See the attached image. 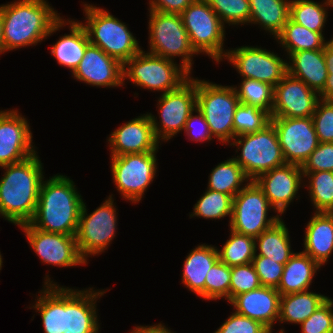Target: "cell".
<instances>
[{
  "label": "cell",
  "mask_w": 333,
  "mask_h": 333,
  "mask_svg": "<svg viewBox=\"0 0 333 333\" xmlns=\"http://www.w3.org/2000/svg\"><path fill=\"white\" fill-rule=\"evenodd\" d=\"M50 5L47 0H14L0 5L5 53L35 46L66 26V19Z\"/></svg>",
  "instance_id": "cell-1"
},
{
  "label": "cell",
  "mask_w": 333,
  "mask_h": 333,
  "mask_svg": "<svg viewBox=\"0 0 333 333\" xmlns=\"http://www.w3.org/2000/svg\"><path fill=\"white\" fill-rule=\"evenodd\" d=\"M0 168L5 171L0 179V217L18 227L29 223L35 214L40 187L45 179L38 153Z\"/></svg>",
  "instance_id": "cell-2"
},
{
  "label": "cell",
  "mask_w": 333,
  "mask_h": 333,
  "mask_svg": "<svg viewBox=\"0 0 333 333\" xmlns=\"http://www.w3.org/2000/svg\"><path fill=\"white\" fill-rule=\"evenodd\" d=\"M74 183L59 173L43 179L29 224L45 232L75 236L84 201Z\"/></svg>",
  "instance_id": "cell-3"
},
{
  "label": "cell",
  "mask_w": 333,
  "mask_h": 333,
  "mask_svg": "<svg viewBox=\"0 0 333 333\" xmlns=\"http://www.w3.org/2000/svg\"><path fill=\"white\" fill-rule=\"evenodd\" d=\"M82 6L85 23L81 21V24L91 44L98 46L122 64L142 50L139 41L128 29V24L94 4L83 2Z\"/></svg>",
  "instance_id": "cell-4"
},
{
  "label": "cell",
  "mask_w": 333,
  "mask_h": 333,
  "mask_svg": "<svg viewBox=\"0 0 333 333\" xmlns=\"http://www.w3.org/2000/svg\"><path fill=\"white\" fill-rule=\"evenodd\" d=\"M191 74L177 62L141 50L123 64V84H132L149 91L170 92L185 83Z\"/></svg>",
  "instance_id": "cell-5"
},
{
  "label": "cell",
  "mask_w": 333,
  "mask_h": 333,
  "mask_svg": "<svg viewBox=\"0 0 333 333\" xmlns=\"http://www.w3.org/2000/svg\"><path fill=\"white\" fill-rule=\"evenodd\" d=\"M238 104L233 85L196 78V109L205 118L212 137L223 145H229L234 139L233 117Z\"/></svg>",
  "instance_id": "cell-6"
},
{
  "label": "cell",
  "mask_w": 333,
  "mask_h": 333,
  "mask_svg": "<svg viewBox=\"0 0 333 333\" xmlns=\"http://www.w3.org/2000/svg\"><path fill=\"white\" fill-rule=\"evenodd\" d=\"M148 22L149 53L175 61L181 57L180 64L191 75L193 57L198 54L192 48L189 35L184 27L181 14L163 13L150 10Z\"/></svg>",
  "instance_id": "cell-7"
},
{
  "label": "cell",
  "mask_w": 333,
  "mask_h": 333,
  "mask_svg": "<svg viewBox=\"0 0 333 333\" xmlns=\"http://www.w3.org/2000/svg\"><path fill=\"white\" fill-rule=\"evenodd\" d=\"M230 146H236L233 158L244 170L251 181L261 174L286 164L281 145L273 124L270 122L263 129L235 137Z\"/></svg>",
  "instance_id": "cell-8"
},
{
  "label": "cell",
  "mask_w": 333,
  "mask_h": 333,
  "mask_svg": "<svg viewBox=\"0 0 333 333\" xmlns=\"http://www.w3.org/2000/svg\"><path fill=\"white\" fill-rule=\"evenodd\" d=\"M181 17L195 52L207 55L218 64L223 62L228 50H224L226 27L207 1L194 0Z\"/></svg>",
  "instance_id": "cell-9"
},
{
  "label": "cell",
  "mask_w": 333,
  "mask_h": 333,
  "mask_svg": "<svg viewBox=\"0 0 333 333\" xmlns=\"http://www.w3.org/2000/svg\"><path fill=\"white\" fill-rule=\"evenodd\" d=\"M87 211L83 203L75 238L81 256L88 263V257L105 252L116 237L118 212L113 194L93 212Z\"/></svg>",
  "instance_id": "cell-10"
},
{
  "label": "cell",
  "mask_w": 333,
  "mask_h": 333,
  "mask_svg": "<svg viewBox=\"0 0 333 333\" xmlns=\"http://www.w3.org/2000/svg\"><path fill=\"white\" fill-rule=\"evenodd\" d=\"M159 151L110 156L112 180L125 201L139 203L158 171Z\"/></svg>",
  "instance_id": "cell-11"
},
{
  "label": "cell",
  "mask_w": 333,
  "mask_h": 333,
  "mask_svg": "<svg viewBox=\"0 0 333 333\" xmlns=\"http://www.w3.org/2000/svg\"><path fill=\"white\" fill-rule=\"evenodd\" d=\"M272 209L263 190L255 181H250L233 197L229 228L256 238L282 218L278 214L268 216Z\"/></svg>",
  "instance_id": "cell-12"
},
{
  "label": "cell",
  "mask_w": 333,
  "mask_h": 333,
  "mask_svg": "<svg viewBox=\"0 0 333 333\" xmlns=\"http://www.w3.org/2000/svg\"><path fill=\"white\" fill-rule=\"evenodd\" d=\"M157 105L159 122L152 113L149 116L157 139L168 142L184 130L196 109V78L191 76L178 89L161 94Z\"/></svg>",
  "instance_id": "cell-13"
},
{
  "label": "cell",
  "mask_w": 333,
  "mask_h": 333,
  "mask_svg": "<svg viewBox=\"0 0 333 333\" xmlns=\"http://www.w3.org/2000/svg\"><path fill=\"white\" fill-rule=\"evenodd\" d=\"M241 76L275 87L288 73L287 59L261 46H241L227 50L224 57Z\"/></svg>",
  "instance_id": "cell-14"
},
{
  "label": "cell",
  "mask_w": 333,
  "mask_h": 333,
  "mask_svg": "<svg viewBox=\"0 0 333 333\" xmlns=\"http://www.w3.org/2000/svg\"><path fill=\"white\" fill-rule=\"evenodd\" d=\"M19 228L43 264L60 268L88 264L79 252L75 236L45 232L29 223Z\"/></svg>",
  "instance_id": "cell-15"
},
{
  "label": "cell",
  "mask_w": 333,
  "mask_h": 333,
  "mask_svg": "<svg viewBox=\"0 0 333 333\" xmlns=\"http://www.w3.org/2000/svg\"><path fill=\"white\" fill-rule=\"evenodd\" d=\"M286 164L302 166L319 144L311 117H271Z\"/></svg>",
  "instance_id": "cell-16"
},
{
  "label": "cell",
  "mask_w": 333,
  "mask_h": 333,
  "mask_svg": "<svg viewBox=\"0 0 333 333\" xmlns=\"http://www.w3.org/2000/svg\"><path fill=\"white\" fill-rule=\"evenodd\" d=\"M63 286L62 333H99L97 301L107 290Z\"/></svg>",
  "instance_id": "cell-17"
},
{
  "label": "cell",
  "mask_w": 333,
  "mask_h": 333,
  "mask_svg": "<svg viewBox=\"0 0 333 333\" xmlns=\"http://www.w3.org/2000/svg\"><path fill=\"white\" fill-rule=\"evenodd\" d=\"M28 121L18 109L0 110V167L22 162L37 153Z\"/></svg>",
  "instance_id": "cell-18"
},
{
  "label": "cell",
  "mask_w": 333,
  "mask_h": 333,
  "mask_svg": "<svg viewBox=\"0 0 333 333\" xmlns=\"http://www.w3.org/2000/svg\"><path fill=\"white\" fill-rule=\"evenodd\" d=\"M254 181L263 190L273 212L280 217H283L282 214L294 199H299L300 196L297 194L300 187L305 188L302 168L293 164L274 168L261 174Z\"/></svg>",
  "instance_id": "cell-19"
},
{
  "label": "cell",
  "mask_w": 333,
  "mask_h": 333,
  "mask_svg": "<svg viewBox=\"0 0 333 333\" xmlns=\"http://www.w3.org/2000/svg\"><path fill=\"white\" fill-rule=\"evenodd\" d=\"M319 94L300 79L287 73L274 87L271 117H311Z\"/></svg>",
  "instance_id": "cell-20"
},
{
  "label": "cell",
  "mask_w": 333,
  "mask_h": 333,
  "mask_svg": "<svg viewBox=\"0 0 333 333\" xmlns=\"http://www.w3.org/2000/svg\"><path fill=\"white\" fill-rule=\"evenodd\" d=\"M72 77L91 87L115 88L123 84V64L101 48L89 44Z\"/></svg>",
  "instance_id": "cell-21"
},
{
  "label": "cell",
  "mask_w": 333,
  "mask_h": 333,
  "mask_svg": "<svg viewBox=\"0 0 333 333\" xmlns=\"http://www.w3.org/2000/svg\"><path fill=\"white\" fill-rule=\"evenodd\" d=\"M141 114L116 128L109 135L110 156L158 151L157 139L149 113Z\"/></svg>",
  "instance_id": "cell-22"
},
{
  "label": "cell",
  "mask_w": 333,
  "mask_h": 333,
  "mask_svg": "<svg viewBox=\"0 0 333 333\" xmlns=\"http://www.w3.org/2000/svg\"><path fill=\"white\" fill-rule=\"evenodd\" d=\"M280 298L275 288L261 286L235 296L229 304L238 314L261 322L273 333V325L279 319Z\"/></svg>",
  "instance_id": "cell-23"
},
{
  "label": "cell",
  "mask_w": 333,
  "mask_h": 333,
  "mask_svg": "<svg viewBox=\"0 0 333 333\" xmlns=\"http://www.w3.org/2000/svg\"><path fill=\"white\" fill-rule=\"evenodd\" d=\"M304 231L303 252L321 267L333 253V218L328 212H314Z\"/></svg>",
  "instance_id": "cell-24"
},
{
  "label": "cell",
  "mask_w": 333,
  "mask_h": 333,
  "mask_svg": "<svg viewBox=\"0 0 333 333\" xmlns=\"http://www.w3.org/2000/svg\"><path fill=\"white\" fill-rule=\"evenodd\" d=\"M218 259L217 246L198 244L184 260L181 282L190 292L205 300V277Z\"/></svg>",
  "instance_id": "cell-25"
},
{
  "label": "cell",
  "mask_w": 333,
  "mask_h": 333,
  "mask_svg": "<svg viewBox=\"0 0 333 333\" xmlns=\"http://www.w3.org/2000/svg\"><path fill=\"white\" fill-rule=\"evenodd\" d=\"M288 73L303 81L318 94L327 80V68L324 49L304 50L291 53L286 57Z\"/></svg>",
  "instance_id": "cell-26"
},
{
  "label": "cell",
  "mask_w": 333,
  "mask_h": 333,
  "mask_svg": "<svg viewBox=\"0 0 333 333\" xmlns=\"http://www.w3.org/2000/svg\"><path fill=\"white\" fill-rule=\"evenodd\" d=\"M45 276L43 287L29 309L41 316L44 333H62L63 286L53 282L49 275Z\"/></svg>",
  "instance_id": "cell-27"
},
{
  "label": "cell",
  "mask_w": 333,
  "mask_h": 333,
  "mask_svg": "<svg viewBox=\"0 0 333 333\" xmlns=\"http://www.w3.org/2000/svg\"><path fill=\"white\" fill-rule=\"evenodd\" d=\"M66 25L69 27L70 33L60 36L59 40L51 46L50 54L57 64L70 69V72L73 73L90 42L81 22L70 18L66 19Z\"/></svg>",
  "instance_id": "cell-28"
},
{
  "label": "cell",
  "mask_w": 333,
  "mask_h": 333,
  "mask_svg": "<svg viewBox=\"0 0 333 333\" xmlns=\"http://www.w3.org/2000/svg\"><path fill=\"white\" fill-rule=\"evenodd\" d=\"M321 266L303 251L295 252L286 262L276 289L280 295L309 290Z\"/></svg>",
  "instance_id": "cell-29"
},
{
  "label": "cell",
  "mask_w": 333,
  "mask_h": 333,
  "mask_svg": "<svg viewBox=\"0 0 333 333\" xmlns=\"http://www.w3.org/2000/svg\"><path fill=\"white\" fill-rule=\"evenodd\" d=\"M291 0H249L250 24L276 37L288 22Z\"/></svg>",
  "instance_id": "cell-30"
},
{
  "label": "cell",
  "mask_w": 333,
  "mask_h": 333,
  "mask_svg": "<svg viewBox=\"0 0 333 333\" xmlns=\"http://www.w3.org/2000/svg\"><path fill=\"white\" fill-rule=\"evenodd\" d=\"M329 297L321 293L306 290L297 293L281 295L279 323L301 324L309 318L316 309Z\"/></svg>",
  "instance_id": "cell-31"
},
{
  "label": "cell",
  "mask_w": 333,
  "mask_h": 333,
  "mask_svg": "<svg viewBox=\"0 0 333 333\" xmlns=\"http://www.w3.org/2000/svg\"><path fill=\"white\" fill-rule=\"evenodd\" d=\"M289 232L281 218L271 228L255 238V255L269 257L273 261L285 265L295 253L291 249Z\"/></svg>",
  "instance_id": "cell-32"
},
{
  "label": "cell",
  "mask_w": 333,
  "mask_h": 333,
  "mask_svg": "<svg viewBox=\"0 0 333 333\" xmlns=\"http://www.w3.org/2000/svg\"><path fill=\"white\" fill-rule=\"evenodd\" d=\"M275 39L282 50L285 49L287 57L297 51L324 49L328 41L321 33L311 31L290 18Z\"/></svg>",
  "instance_id": "cell-33"
},
{
  "label": "cell",
  "mask_w": 333,
  "mask_h": 333,
  "mask_svg": "<svg viewBox=\"0 0 333 333\" xmlns=\"http://www.w3.org/2000/svg\"><path fill=\"white\" fill-rule=\"evenodd\" d=\"M208 178L207 189L232 197L251 181L233 157L214 167Z\"/></svg>",
  "instance_id": "cell-34"
},
{
  "label": "cell",
  "mask_w": 333,
  "mask_h": 333,
  "mask_svg": "<svg viewBox=\"0 0 333 333\" xmlns=\"http://www.w3.org/2000/svg\"><path fill=\"white\" fill-rule=\"evenodd\" d=\"M330 7H333L332 0H323L320 3L313 0H291L289 18L323 35Z\"/></svg>",
  "instance_id": "cell-35"
},
{
  "label": "cell",
  "mask_w": 333,
  "mask_h": 333,
  "mask_svg": "<svg viewBox=\"0 0 333 333\" xmlns=\"http://www.w3.org/2000/svg\"><path fill=\"white\" fill-rule=\"evenodd\" d=\"M303 179V183H307L303 185L308 189L314 212H329L333 209V172H303Z\"/></svg>",
  "instance_id": "cell-36"
},
{
  "label": "cell",
  "mask_w": 333,
  "mask_h": 333,
  "mask_svg": "<svg viewBox=\"0 0 333 333\" xmlns=\"http://www.w3.org/2000/svg\"><path fill=\"white\" fill-rule=\"evenodd\" d=\"M219 260L229 267L252 263L255 256V238L230 229L229 239L217 248Z\"/></svg>",
  "instance_id": "cell-37"
},
{
  "label": "cell",
  "mask_w": 333,
  "mask_h": 333,
  "mask_svg": "<svg viewBox=\"0 0 333 333\" xmlns=\"http://www.w3.org/2000/svg\"><path fill=\"white\" fill-rule=\"evenodd\" d=\"M193 206L190 218L199 217L203 219H222L232 215L233 197L215 190L206 189Z\"/></svg>",
  "instance_id": "cell-38"
},
{
  "label": "cell",
  "mask_w": 333,
  "mask_h": 333,
  "mask_svg": "<svg viewBox=\"0 0 333 333\" xmlns=\"http://www.w3.org/2000/svg\"><path fill=\"white\" fill-rule=\"evenodd\" d=\"M241 80L238 87L233 85L239 103L256 106L271 115L273 110L274 87L269 83L253 79Z\"/></svg>",
  "instance_id": "cell-39"
},
{
  "label": "cell",
  "mask_w": 333,
  "mask_h": 333,
  "mask_svg": "<svg viewBox=\"0 0 333 333\" xmlns=\"http://www.w3.org/2000/svg\"><path fill=\"white\" fill-rule=\"evenodd\" d=\"M271 121V115L256 106L239 103L234 117V138L243 134L254 133L265 126Z\"/></svg>",
  "instance_id": "cell-40"
},
{
  "label": "cell",
  "mask_w": 333,
  "mask_h": 333,
  "mask_svg": "<svg viewBox=\"0 0 333 333\" xmlns=\"http://www.w3.org/2000/svg\"><path fill=\"white\" fill-rule=\"evenodd\" d=\"M230 283L231 267L218 259L205 277V300L225 298L229 303Z\"/></svg>",
  "instance_id": "cell-41"
},
{
  "label": "cell",
  "mask_w": 333,
  "mask_h": 333,
  "mask_svg": "<svg viewBox=\"0 0 333 333\" xmlns=\"http://www.w3.org/2000/svg\"><path fill=\"white\" fill-rule=\"evenodd\" d=\"M225 25L244 26L250 23L249 0H206Z\"/></svg>",
  "instance_id": "cell-42"
},
{
  "label": "cell",
  "mask_w": 333,
  "mask_h": 333,
  "mask_svg": "<svg viewBox=\"0 0 333 333\" xmlns=\"http://www.w3.org/2000/svg\"><path fill=\"white\" fill-rule=\"evenodd\" d=\"M259 276L252 263L231 267L229 302L237 295L261 287Z\"/></svg>",
  "instance_id": "cell-43"
},
{
  "label": "cell",
  "mask_w": 333,
  "mask_h": 333,
  "mask_svg": "<svg viewBox=\"0 0 333 333\" xmlns=\"http://www.w3.org/2000/svg\"><path fill=\"white\" fill-rule=\"evenodd\" d=\"M312 120L319 143L333 142V100L319 99Z\"/></svg>",
  "instance_id": "cell-44"
},
{
  "label": "cell",
  "mask_w": 333,
  "mask_h": 333,
  "mask_svg": "<svg viewBox=\"0 0 333 333\" xmlns=\"http://www.w3.org/2000/svg\"><path fill=\"white\" fill-rule=\"evenodd\" d=\"M300 325L301 333H333V299L329 297Z\"/></svg>",
  "instance_id": "cell-45"
},
{
  "label": "cell",
  "mask_w": 333,
  "mask_h": 333,
  "mask_svg": "<svg viewBox=\"0 0 333 333\" xmlns=\"http://www.w3.org/2000/svg\"><path fill=\"white\" fill-rule=\"evenodd\" d=\"M252 264L262 286L278 288L281 281L284 264L277 263L269 257L255 255Z\"/></svg>",
  "instance_id": "cell-46"
},
{
  "label": "cell",
  "mask_w": 333,
  "mask_h": 333,
  "mask_svg": "<svg viewBox=\"0 0 333 333\" xmlns=\"http://www.w3.org/2000/svg\"><path fill=\"white\" fill-rule=\"evenodd\" d=\"M213 333H272L261 322L245 317L237 312L225 320L219 328Z\"/></svg>",
  "instance_id": "cell-47"
},
{
  "label": "cell",
  "mask_w": 333,
  "mask_h": 333,
  "mask_svg": "<svg viewBox=\"0 0 333 333\" xmlns=\"http://www.w3.org/2000/svg\"><path fill=\"white\" fill-rule=\"evenodd\" d=\"M301 168L302 172H333V142L319 143Z\"/></svg>",
  "instance_id": "cell-48"
},
{
  "label": "cell",
  "mask_w": 333,
  "mask_h": 333,
  "mask_svg": "<svg viewBox=\"0 0 333 333\" xmlns=\"http://www.w3.org/2000/svg\"><path fill=\"white\" fill-rule=\"evenodd\" d=\"M194 112L188 117L184 128V132L188 140L195 141L197 143L213 140L208 124L203 115L199 112L198 109H195Z\"/></svg>",
  "instance_id": "cell-49"
},
{
  "label": "cell",
  "mask_w": 333,
  "mask_h": 333,
  "mask_svg": "<svg viewBox=\"0 0 333 333\" xmlns=\"http://www.w3.org/2000/svg\"><path fill=\"white\" fill-rule=\"evenodd\" d=\"M324 58L328 75L326 84L319 93V99L333 100V37L327 41L324 47Z\"/></svg>",
  "instance_id": "cell-50"
},
{
  "label": "cell",
  "mask_w": 333,
  "mask_h": 333,
  "mask_svg": "<svg viewBox=\"0 0 333 333\" xmlns=\"http://www.w3.org/2000/svg\"><path fill=\"white\" fill-rule=\"evenodd\" d=\"M194 0H149L150 10L181 14Z\"/></svg>",
  "instance_id": "cell-51"
},
{
  "label": "cell",
  "mask_w": 333,
  "mask_h": 333,
  "mask_svg": "<svg viewBox=\"0 0 333 333\" xmlns=\"http://www.w3.org/2000/svg\"><path fill=\"white\" fill-rule=\"evenodd\" d=\"M130 333H174L171 329L167 328L164 323H158L154 325H137Z\"/></svg>",
  "instance_id": "cell-52"
},
{
  "label": "cell",
  "mask_w": 333,
  "mask_h": 333,
  "mask_svg": "<svg viewBox=\"0 0 333 333\" xmlns=\"http://www.w3.org/2000/svg\"><path fill=\"white\" fill-rule=\"evenodd\" d=\"M4 42H3V31H2V17L0 14V54H5L4 53Z\"/></svg>",
  "instance_id": "cell-53"
},
{
  "label": "cell",
  "mask_w": 333,
  "mask_h": 333,
  "mask_svg": "<svg viewBox=\"0 0 333 333\" xmlns=\"http://www.w3.org/2000/svg\"><path fill=\"white\" fill-rule=\"evenodd\" d=\"M2 254L0 252V270H2V265H3V258Z\"/></svg>",
  "instance_id": "cell-54"
},
{
  "label": "cell",
  "mask_w": 333,
  "mask_h": 333,
  "mask_svg": "<svg viewBox=\"0 0 333 333\" xmlns=\"http://www.w3.org/2000/svg\"><path fill=\"white\" fill-rule=\"evenodd\" d=\"M330 216L333 218V209H331L329 212Z\"/></svg>",
  "instance_id": "cell-55"
},
{
  "label": "cell",
  "mask_w": 333,
  "mask_h": 333,
  "mask_svg": "<svg viewBox=\"0 0 333 333\" xmlns=\"http://www.w3.org/2000/svg\"><path fill=\"white\" fill-rule=\"evenodd\" d=\"M277 333V332H276ZM278 333H285L284 328L280 329V331H278Z\"/></svg>",
  "instance_id": "cell-56"
}]
</instances>
